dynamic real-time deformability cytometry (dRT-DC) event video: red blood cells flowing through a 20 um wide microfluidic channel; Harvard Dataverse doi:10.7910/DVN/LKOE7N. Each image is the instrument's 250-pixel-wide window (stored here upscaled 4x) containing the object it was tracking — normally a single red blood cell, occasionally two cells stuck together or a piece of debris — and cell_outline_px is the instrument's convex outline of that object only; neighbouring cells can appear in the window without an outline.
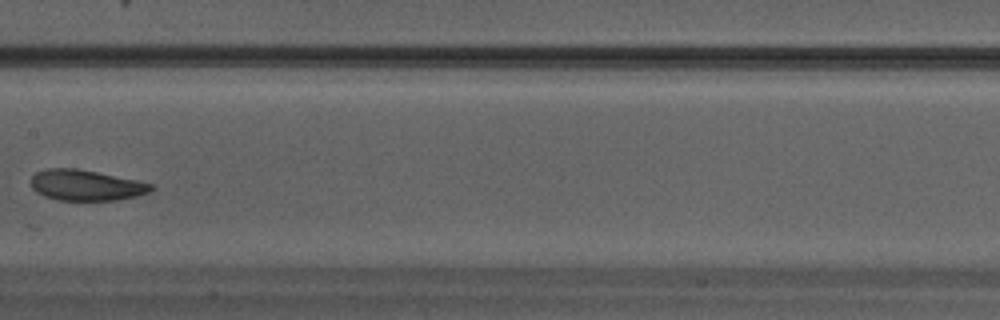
{"species": "Egyptian fruit bat (a non-hibernating species)", "species_latin": "Rousettus aegyptiacus", "temperature_condition": "warm", "stored_images_in_passage": 30, "camera_frame_rate_fps": 3000, "um_per_image_px": 0.085, "animal": {"sex": "male"}, "frame": {"image": 1, "passage_image": 13, "time_ms": 4.0, "image_size_px": [1000, 320], "cell_outline_px": [[152, 188], [148, 192], [136, 196], [116, 200], [60, 200], [44, 196], [36, 192], [32, 188], [32, 176], [36, 172], [44, 168], [76, 168], [136, 180], [152, 184]], "centroid_in_image_um": [7.26, 15.74], "position_along_channel_um": 200.1, "area_um2": 21.27}}
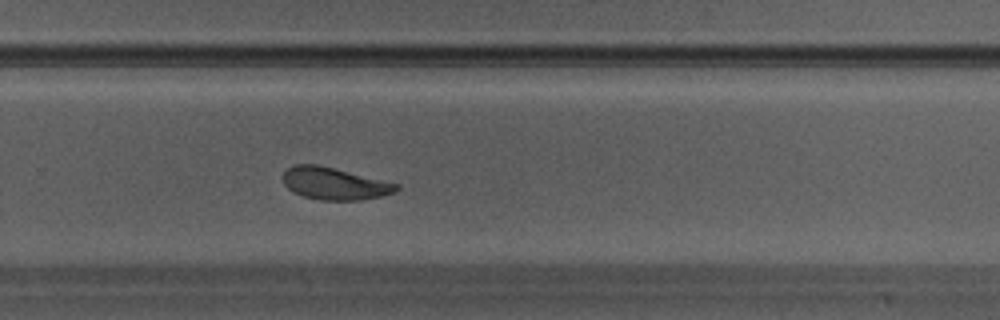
{"frame": {"image": 2, "passage_image": 18, "time_ms": 5.667, "image_size_px": [1000, 320], "cell_outline_px": [[400, 188], [396, 192], [380, 196], [360, 200], [320, 200], [304, 196], [288, 188], [284, 184], [284, 172], [292, 164], [316, 164], [400, 184]], "centroid_in_image_um": [28.45, 15.6], "position_along_channel_um": 301.3, "area_um2": 21.04}}